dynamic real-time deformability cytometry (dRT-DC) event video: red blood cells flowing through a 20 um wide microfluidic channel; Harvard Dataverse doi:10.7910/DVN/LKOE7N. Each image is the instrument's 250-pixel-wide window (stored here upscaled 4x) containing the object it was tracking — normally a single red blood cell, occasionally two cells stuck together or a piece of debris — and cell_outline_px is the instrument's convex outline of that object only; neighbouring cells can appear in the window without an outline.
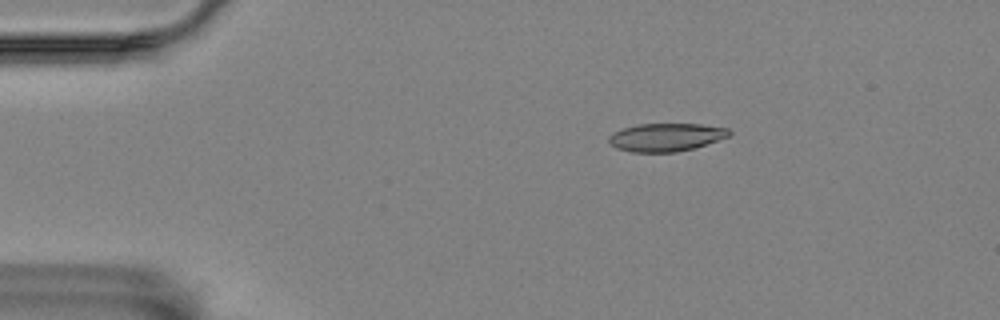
{"species": "Egyptian fruit bat (a non-hibernating species)", "species_latin": "Rousettus aegyptiacus", "temperature_condition": "room temperature", "stored_images_in_passage": 3, "camera_frame_rate_fps": 3000, "um_per_image_px": 0.085, "animal": {"sex": "female"}, "frame": {"image": 1, "passage_image": 1, "time_ms": 0.0, "image_size_px": [1000, 320], "cell_outline_px": [[732, 132], [728, 136], [692, 148], [676, 152], [632, 152], [616, 148], [608, 140], [608, 136], [612, 132], [636, 124], [700, 124], [728, 128]], "centroid_in_image_um": [56.57, 11.65], "position_along_channel_um": 28.4, "area_um2": 19.48}}